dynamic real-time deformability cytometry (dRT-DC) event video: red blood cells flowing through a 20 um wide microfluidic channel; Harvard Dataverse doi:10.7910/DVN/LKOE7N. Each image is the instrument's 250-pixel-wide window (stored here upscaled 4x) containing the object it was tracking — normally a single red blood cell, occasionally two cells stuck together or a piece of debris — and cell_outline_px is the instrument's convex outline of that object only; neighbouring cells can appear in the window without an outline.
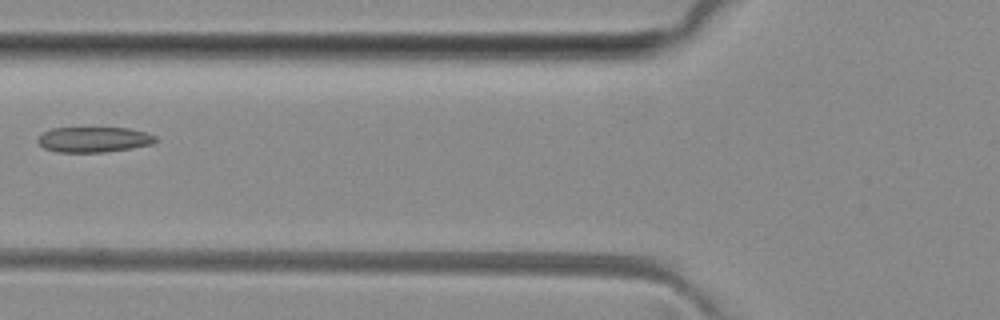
{"species": "common noctule bat (a hibernating species)", "species_latin": "Nyctalus noctula", "temperature_condition": "room temperature", "stored_images_in_passage": 3, "camera_frame_rate_fps": 3000, "um_per_image_px": 0.085, "animal": {"sex": "female", "body_mass_g": 29.2, "forearm_length_mm": 56.3}, "frame": {"image": 1, "passage_image": 2, "time_ms": 1.333, "image_size_px": [1000, 320], "cell_outline_px": [[160, 140], [152, 144], [132, 148], [104, 152], [56, 152], [44, 148], [36, 140], [44, 132], [52, 128], [128, 128], [148, 132], [156, 136]], "centroid_in_image_um": [8.03, 11.86], "position_along_channel_um": 117.8, "area_um2": 17.51}}
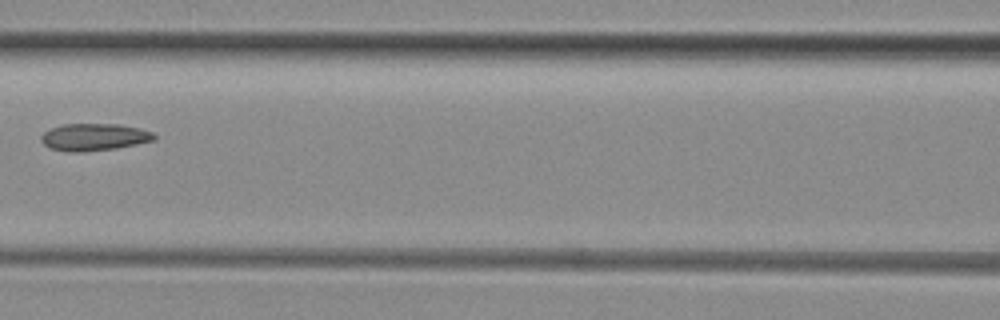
{"frame": {"image": 2, "passage_image": 3, "time_ms": 2.333, "image_size_px": [1000, 320], "cell_outline_px": [[156, 140], [116, 148], [80, 152], [68, 152], [48, 148], [40, 140], [40, 136], [44, 132], [52, 128], [64, 124], [120, 124], [140, 128], [152, 132], [156, 136]], "centroid_in_image_um": [7.99, 11.65], "position_along_channel_um": 158.6, "area_um2": 17.98}}